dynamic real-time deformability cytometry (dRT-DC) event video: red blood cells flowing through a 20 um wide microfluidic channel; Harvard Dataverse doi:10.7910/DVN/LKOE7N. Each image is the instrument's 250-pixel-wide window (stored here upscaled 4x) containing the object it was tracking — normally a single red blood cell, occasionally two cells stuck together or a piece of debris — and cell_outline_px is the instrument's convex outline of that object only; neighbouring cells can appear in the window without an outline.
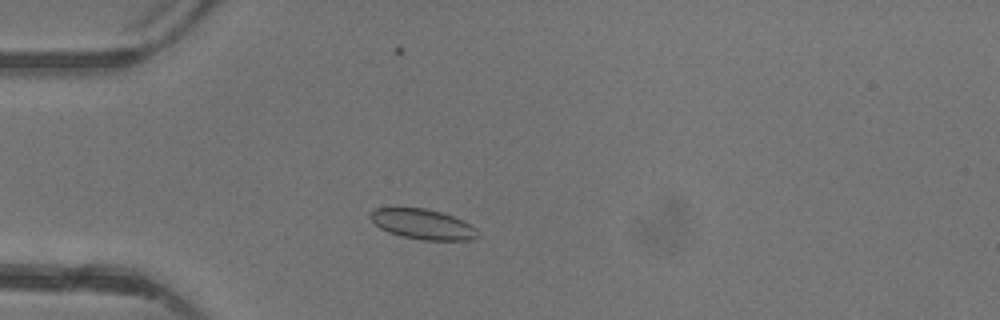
{"species": "common noctule bat (a hibernating species)", "species_latin": "Nyctalus noctula", "temperature_condition": "warm", "stored_images_in_passage": 2, "camera_frame_rate_fps": 3000, "um_per_image_px": 0.085, "animal": {"sex": "female"}, "frame": {"image": 1, "passage_image": 2, "time_ms": 1.667, "image_size_px": [1000, 320], "cell_outline_px": [[476, 236], [468, 240], [420, 240], [400, 236], [388, 232], [380, 228], [368, 216], [368, 212], [376, 208], [424, 208], [440, 212], [452, 216], [476, 228]], "centroid_in_image_um": [35.85, 19.05], "position_along_channel_um": 49.2, "area_um2": 18.61}}